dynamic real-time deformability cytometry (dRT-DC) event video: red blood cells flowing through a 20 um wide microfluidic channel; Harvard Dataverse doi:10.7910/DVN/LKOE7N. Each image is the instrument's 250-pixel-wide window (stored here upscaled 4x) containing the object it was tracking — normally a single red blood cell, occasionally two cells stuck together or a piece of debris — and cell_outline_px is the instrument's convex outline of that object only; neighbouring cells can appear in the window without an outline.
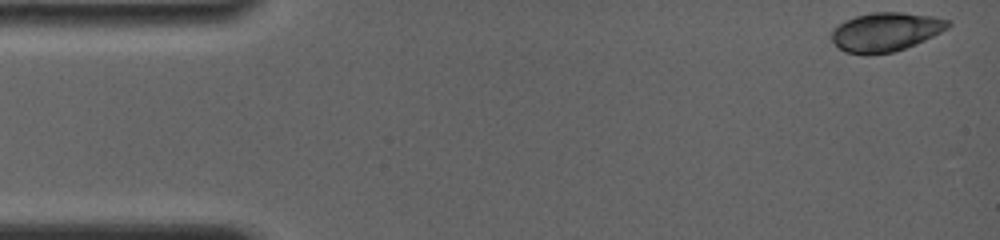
{"species": "common noctule bat (a hibernating species)", "species_latin": "Nyctalus noctula", "temperature_condition": "room temperature", "stored_images_in_passage": 9, "camera_frame_rate_fps": 4000, "um_per_image_px": 0.085, "animal": {"sex": "female", "body_mass_g": 19.0, "forearm_length_mm": 56.7}, "frame": {"image": 1, "passage_image": 1, "time_ms": 0.0, "image_size_px": [1000, 240], "cell_outline_px": [[952, 24], [948, 28], [916, 44], [892, 52], [844, 52], [832, 40], [832, 28], [844, 20], [856, 16], [872, 12], [900, 12], [932, 16], [952, 20]], "centroid_in_image_um": [75.31, 2.66], "position_along_channel_um": 9.7, "area_um2": 25.89}}
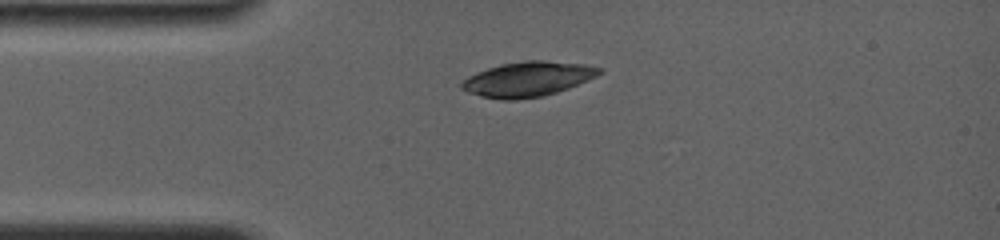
{"frame": {"image": 2, "passage_image": 6, "time_ms": 3.25, "image_size_px": [1000, 240], "cell_outline_px": [[604, 72], [596, 76], [568, 88], [544, 96], [512, 100], [504, 100], [480, 96], [468, 92], [460, 88], [460, 84], [468, 76], [476, 72], [500, 64], [524, 60], [544, 60], [584, 64], [604, 68]], "centroid_in_image_um": [44.86, 6.71], "position_along_channel_um": 40.1, "area_um2": 28.03}}
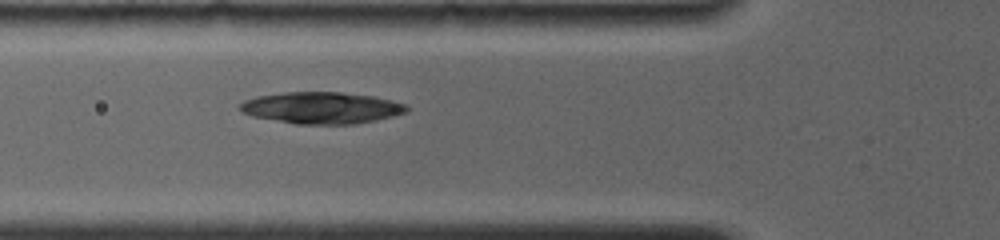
{"frame": {"image": 3, "passage_image": 9, "time_ms": 5.25, "image_size_px": [1000, 240], "cell_outline_px": [[408, 112], [376, 120], [352, 124], [296, 124], [252, 116], [244, 112], [240, 108], [240, 104], [244, 100], [256, 96], [284, 92], [340, 92], [372, 96], [392, 100], [404, 104], [408, 108]], "centroid_in_image_um": [27.33, 9.16], "position_along_channel_um": 98.5, "area_um2": 30.58}}